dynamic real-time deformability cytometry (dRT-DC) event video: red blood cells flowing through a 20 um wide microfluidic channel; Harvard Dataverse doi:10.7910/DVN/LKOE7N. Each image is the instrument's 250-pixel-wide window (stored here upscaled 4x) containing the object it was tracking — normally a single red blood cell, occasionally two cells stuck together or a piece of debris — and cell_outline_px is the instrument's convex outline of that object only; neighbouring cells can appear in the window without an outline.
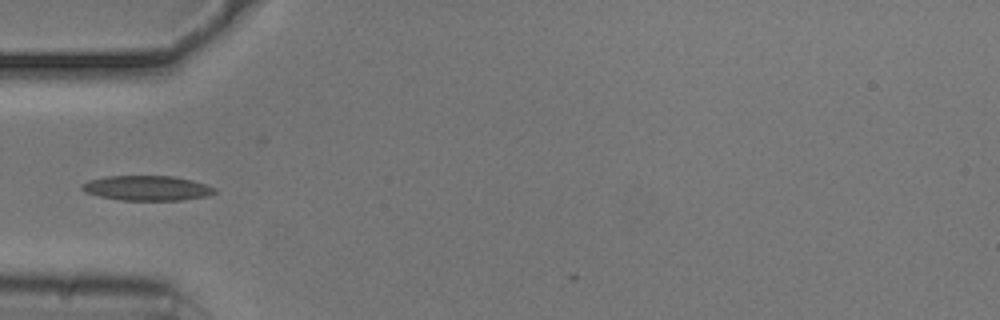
{"species": "common noctule bat (a hibernating species)", "species_latin": "Nyctalus noctula", "temperature_condition": "cold", "stored_images_in_passage": 3, "camera_frame_rate_fps": 3000, "um_per_image_px": 0.085, "animal": {"sex": "male", "body_mass_g": 20.5, "forearm_length_mm": 52.5}, "frame": {"image": 1, "passage_image": 1, "time_ms": 0.0, "image_size_px": [1000, 320], "cell_outline_px": [[216, 192], [204, 196], [180, 200], [120, 200], [100, 196], [84, 192], [80, 188], [80, 184], [88, 180], [108, 176], [172, 176], [192, 180], [216, 188]], "centroid_in_image_um": [12.44, 15.98], "position_along_channel_um": 72.6, "area_um2": 19.13}}